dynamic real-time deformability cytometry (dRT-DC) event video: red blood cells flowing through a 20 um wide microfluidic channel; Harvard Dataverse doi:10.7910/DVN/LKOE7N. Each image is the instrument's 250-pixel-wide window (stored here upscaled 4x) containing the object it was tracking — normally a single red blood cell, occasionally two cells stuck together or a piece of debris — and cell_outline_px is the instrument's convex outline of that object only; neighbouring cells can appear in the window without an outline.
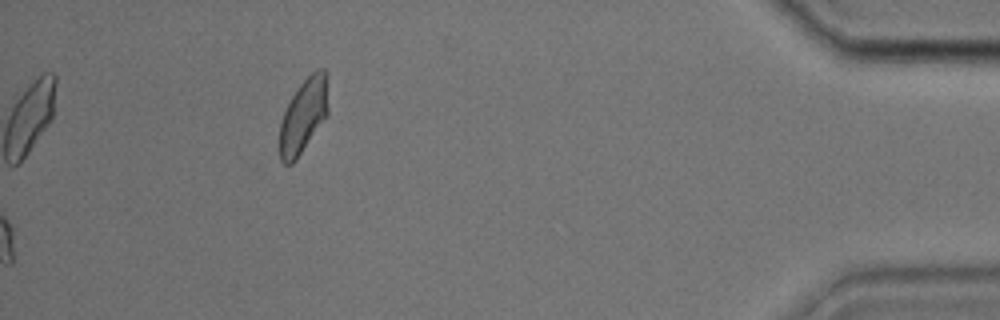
{"species": "common noctule bat (a hibernating species)", "species_latin": "Nyctalus noctula", "temperature_condition": "cold", "stored_images_in_passage": 46, "camera_frame_rate_fps": 3000, "um_per_image_px": 0.085, "animal": {"sex": "male", "body_mass_g": 17.9, "forearm_length_mm": 54.2}, "frame": {"image": 1, "passage_image": 46, "time_ms": 15.0, "image_size_px": [1000, 320], "cell_outline_px": [[328, 116], [296, 160], [292, 164], [284, 164], [280, 160], [280, 124], [284, 112], [292, 96], [300, 84], [316, 68], [324, 68], [328, 72]], "centroid_in_image_um": [25.84, 9.81], "position_along_channel_um": 409.4, "area_um2": 21.39}}